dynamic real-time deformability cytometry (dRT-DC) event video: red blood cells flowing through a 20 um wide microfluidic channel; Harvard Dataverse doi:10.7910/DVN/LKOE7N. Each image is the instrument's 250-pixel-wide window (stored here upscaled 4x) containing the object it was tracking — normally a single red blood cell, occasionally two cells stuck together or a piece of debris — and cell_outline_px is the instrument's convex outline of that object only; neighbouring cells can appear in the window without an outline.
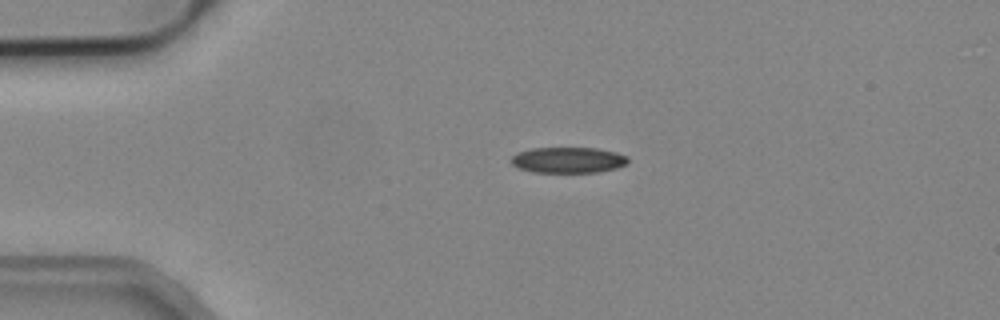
{"species": "common noctule bat (a hibernating species)", "species_latin": "Nyctalus noctula", "temperature_condition": "cold", "stored_images_in_passage": 4, "camera_frame_rate_fps": 3000, "um_per_image_px": 0.085, "animal": {"sex": "male", "body_mass_g": 19.2, "forearm_length_mm": 51.8}, "frame": {"image": 1, "passage_image": 3, "time_ms": 0.667, "image_size_px": [1000, 320], "cell_outline_px": [[628, 164], [616, 168], [596, 172], [532, 172], [516, 168], [508, 160], [516, 152], [532, 148], [596, 148], [616, 152], [628, 156]], "centroid_in_image_um": [48.25, 13.6], "position_along_channel_um": 36.8, "area_um2": 17.8}}